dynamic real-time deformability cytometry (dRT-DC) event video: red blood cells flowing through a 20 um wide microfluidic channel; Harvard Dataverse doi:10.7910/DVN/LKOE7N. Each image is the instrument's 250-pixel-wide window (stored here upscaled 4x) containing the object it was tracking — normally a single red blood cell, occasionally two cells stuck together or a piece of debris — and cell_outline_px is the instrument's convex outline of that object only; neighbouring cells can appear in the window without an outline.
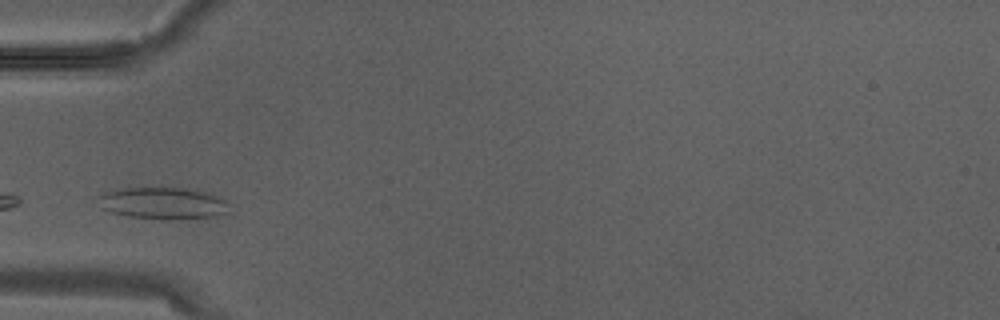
{"species": "Egyptian fruit bat (a non-hibernating species)", "species_latin": "Rousettus aegyptiacus", "temperature_condition": "warm", "stored_images_in_passage": 1, "camera_frame_rate_fps": 3000, "um_per_image_px": 0.085, "animal": {"sex": "male"}, "frame": {"image": 1, "passage_image": 1, "time_ms": 0.0, "image_size_px": [1000, 320], "cell_outline_px": [[228, 212], [212, 216], [192, 220], [128, 216], [108, 212], [104, 208], [96, 196], [104, 192], [120, 188], [184, 188], [208, 192], [224, 200], [228, 204]], "centroid_in_image_um": [13.85, 17.27], "position_along_channel_um": 71.2, "area_um2": 24.16}}